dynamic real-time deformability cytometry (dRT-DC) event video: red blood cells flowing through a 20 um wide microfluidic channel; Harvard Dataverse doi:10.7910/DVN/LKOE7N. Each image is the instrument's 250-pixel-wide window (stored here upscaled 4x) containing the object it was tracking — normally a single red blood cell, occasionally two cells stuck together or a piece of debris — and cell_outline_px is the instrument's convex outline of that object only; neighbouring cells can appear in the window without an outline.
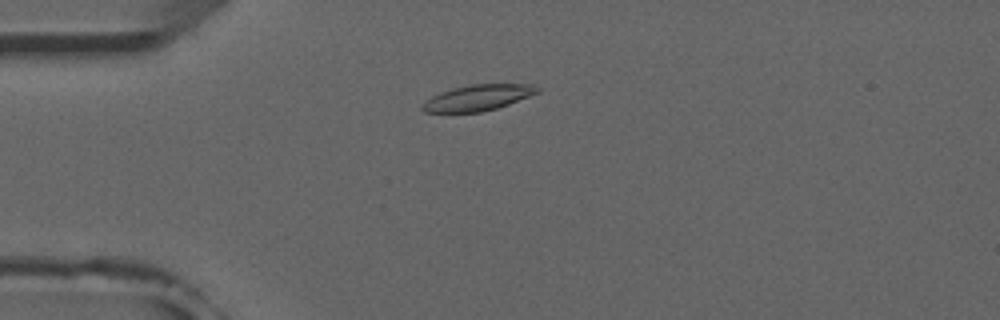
{"species": "common noctule bat (a hibernating species)", "species_latin": "Nyctalus noctula", "temperature_condition": "room temperature", "stored_images_in_passage": 50, "camera_frame_rate_fps": 3000, "um_per_image_px": 0.085, "animal": {"sex": "male", "forearm_length_mm": 52.5}, "frame": {"image": 1, "passage_image": 11, "time_ms": 3.333, "image_size_px": [1000, 320], "cell_outline_px": [[540, 92], [508, 104], [496, 108], [480, 112], [424, 112], [420, 108], [432, 96], [440, 92], [452, 88], [472, 84], [532, 84], [540, 88]], "centroid_in_image_um": [40.64, 8.29], "position_along_channel_um": 44.4, "area_um2": 17.17}}
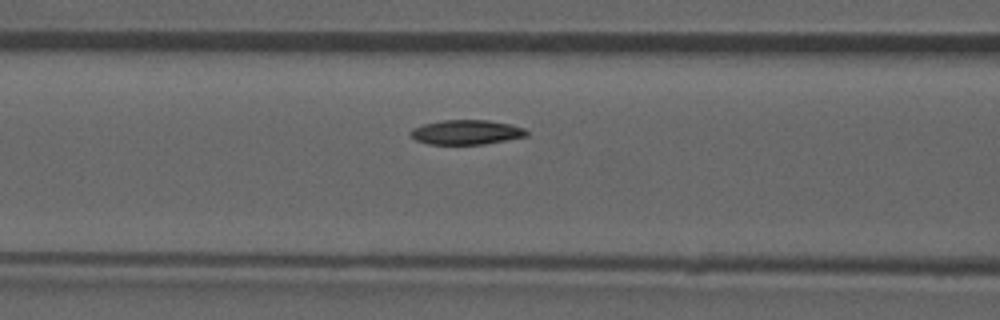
{"frame": {"image": 2, "passage_image": 19, "time_ms": 6.0, "image_size_px": [1000, 320], "cell_outline_px": [[528, 136], [484, 144], [428, 144], [416, 140], [408, 132], [412, 128], [424, 124], [444, 120], [488, 120], [508, 124], [524, 128], [528, 132]], "centroid_in_image_um": [39.63, 11.24], "position_along_channel_um": 127.0, "area_um2": 16.53}}
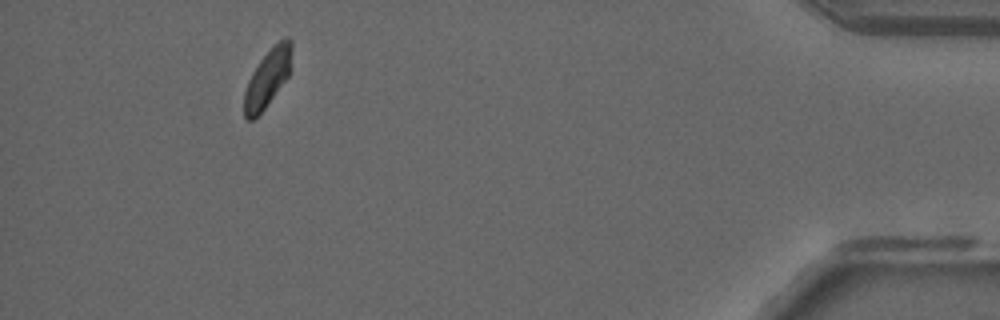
{"frame": {"image": 3, "passage_image": 46, "time_ms": 15.0, "image_size_px": [1000, 320], "cell_outline_px": [[292, 48], [288, 76], [264, 108], [252, 120], [248, 120], [244, 116], [244, 92], [248, 80], [252, 72], [260, 60], [272, 44], [284, 36], [288, 36], [292, 40]], "centroid_in_image_um": [22.74, 6.56], "position_along_channel_um": 412.5, "area_um2": 15.9}, "authors_computed_cell_mechanics": {"area_um2": 16.9932, "velocity_mm_per_s": 3.8929, "shape_relaxation_time_tau1_ms": 5.7143, "shape_relaxation_time_tau2_ms": null, "deformation_change_tau1": 0.1385, "deformation_change_tau2": null}}